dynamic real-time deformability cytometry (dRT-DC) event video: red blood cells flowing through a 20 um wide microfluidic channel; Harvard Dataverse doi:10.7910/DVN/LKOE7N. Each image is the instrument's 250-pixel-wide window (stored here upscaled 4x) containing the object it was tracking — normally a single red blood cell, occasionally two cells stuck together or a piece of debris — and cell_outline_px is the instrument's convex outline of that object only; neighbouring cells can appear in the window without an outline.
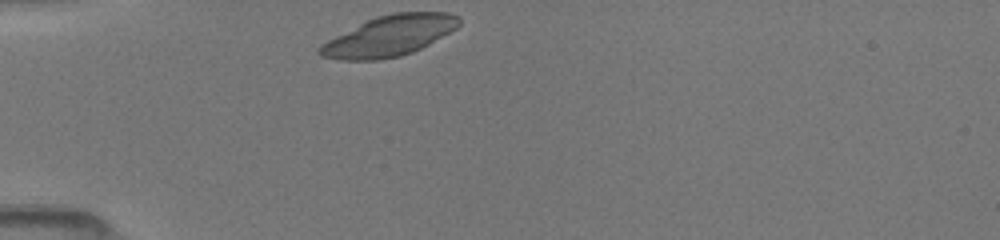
{"species": "common noctule bat (a hibernating species)", "species_latin": "Nyctalus noctula", "temperature_condition": "room temperature", "stored_images_in_passage": 8, "camera_frame_rate_fps": 3000, "um_per_image_px": 0.085, "animal": {"sex": "female", "body_mass_g": 19.5, "forearm_length_mm": 54.1}, "frame": {"image": 1, "passage_image": 1, "time_ms": 0.0, "image_size_px": [1000, 240], "cell_outline_px": [[460, 24], [456, 28], [428, 44], [412, 52], [400, 56], [380, 60], [344, 60], [320, 56], [316, 52], [316, 48], [320, 44], [376, 16], [392, 12], [448, 12], [460, 16]], "centroid_in_image_um": [33.08, 3.05], "position_along_channel_um": 51.9, "area_um2": 32.71}}